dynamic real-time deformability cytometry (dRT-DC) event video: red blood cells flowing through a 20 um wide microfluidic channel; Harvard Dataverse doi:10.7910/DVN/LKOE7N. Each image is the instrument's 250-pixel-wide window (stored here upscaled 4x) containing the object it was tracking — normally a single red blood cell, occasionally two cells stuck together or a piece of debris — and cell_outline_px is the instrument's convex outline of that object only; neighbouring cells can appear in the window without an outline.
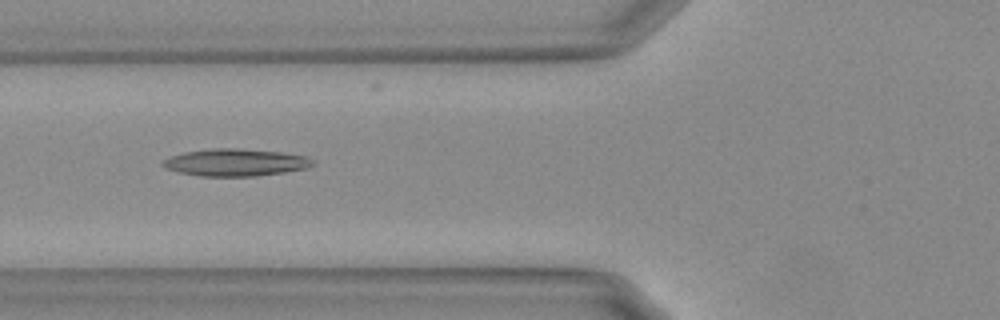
{"species": "Egyptian fruit bat (a non-hibernating species)", "species_latin": "Rousettus aegyptiacus", "temperature_condition": "warm", "stored_images_in_passage": 50, "segment_of_instrument_passage": [1, 2], "camera_frame_rate_fps": 3000, "um_per_image_px": 0.085, "animal": {"sex": "female"}, "frame": {"image": 1, "passage_image": 13, "time_ms": 4.0, "image_size_px": [1000, 320], "cell_outline_px": [[316, 164], [308, 168], [284, 172], [256, 176], [200, 176], [180, 172], [168, 168], [160, 164], [164, 160], [172, 156], [184, 152], [212, 148], [236, 148], [280, 152], [304, 156], [312, 160]], "centroid_in_image_um": [20.04, 13.81], "position_along_channel_um": 105.8, "area_um2": 23.58}}
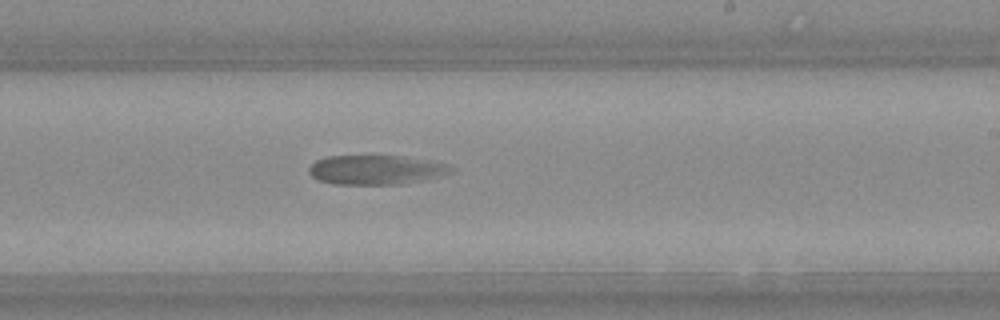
{"frame": {"image": 2, "passage_image": 26, "time_ms": 8.333, "image_size_px": [1000, 320], "cell_outline_px": [[456, 168], [452, 172], [428, 180], [400, 184], [332, 184], [320, 180], [312, 176], [308, 172], [308, 168], [316, 160], [328, 156], [396, 156], [444, 164]], "centroid_in_image_um": [31.93, 14.45], "position_along_channel_um": 257.1, "area_um2": 24.04}}
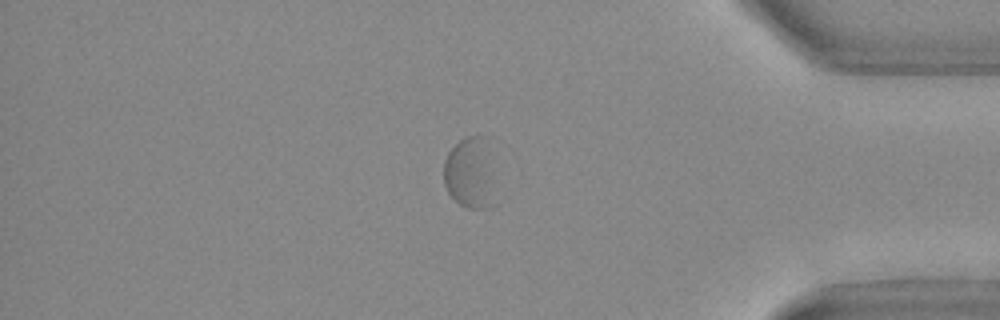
{"frame": {"image": 3, "passage_image": 40, "time_ms": 13.0, "image_size_px": [1000, 320], "cell_outline_px": [[504, 200], [500, 204], [492, 208], [468, 208], [460, 204], [448, 192], [444, 184], [444, 160], [448, 152], [460, 140], [468, 136], [476, 136]], "centroid_in_image_um": [40.01, 14.96], "position_along_channel_um": 395.2, "area_um2": 21.33}}